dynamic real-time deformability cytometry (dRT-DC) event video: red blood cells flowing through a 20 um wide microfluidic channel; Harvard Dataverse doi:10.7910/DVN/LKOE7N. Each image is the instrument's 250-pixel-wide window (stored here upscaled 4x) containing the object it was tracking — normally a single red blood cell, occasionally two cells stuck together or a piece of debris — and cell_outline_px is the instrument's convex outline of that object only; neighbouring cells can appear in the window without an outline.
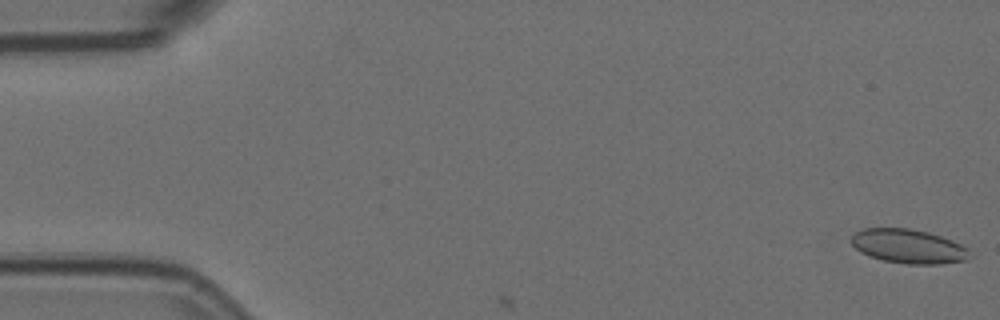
{"species": "Egyptian fruit bat (a non-hibernating species)", "species_latin": "Rousettus aegyptiacus", "temperature_condition": "room temperature", "stored_images_in_passage": 6, "camera_frame_rate_fps": 3000, "um_per_image_px": 0.085, "animal": {"sex": "female"}, "frame": {"image": 1, "passage_image": 1, "time_ms": 0.0, "image_size_px": [1000, 320], "cell_outline_px": [[968, 260], [940, 264], [908, 264], [884, 260], [868, 256], [860, 252], [852, 244], [852, 236], [856, 232], [864, 228], [908, 228], [928, 232], [952, 240], [968, 248]], "centroid_in_image_um": [77.21, 20.94], "position_along_channel_um": 7.8, "area_um2": 23.41}}